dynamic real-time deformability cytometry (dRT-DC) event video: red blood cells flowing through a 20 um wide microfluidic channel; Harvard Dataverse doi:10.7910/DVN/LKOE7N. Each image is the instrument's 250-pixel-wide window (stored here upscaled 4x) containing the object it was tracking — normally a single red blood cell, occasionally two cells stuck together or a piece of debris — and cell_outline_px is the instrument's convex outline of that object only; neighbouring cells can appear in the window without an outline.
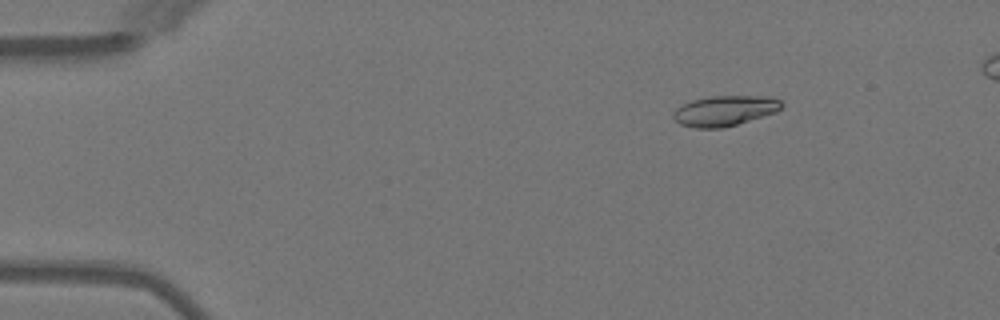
{"species": "Egyptian fruit bat (a non-hibernating species)", "species_latin": "Rousettus aegyptiacus", "temperature_condition": "warm", "stored_images_in_passage": 45, "camera_frame_rate_fps": 3000, "um_per_image_px": 0.085, "animal": {"sex": "female"}, "frame": {"image": 1, "passage_image": 2, "time_ms": 0.333, "image_size_px": [1000, 320], "cell_outline_px": [[784, 104], [776, 112], [736, 124], [720, 128], [696, 128], [680, 124], [672, 116], [672, 112], [676, 108], [692, 100], [712, 96], [772, 96], [780, 100]], "centroid_in_image_um": [61.6, 9.4], "position_along_channel_um": 23.4, "area_um2": 19.02}}
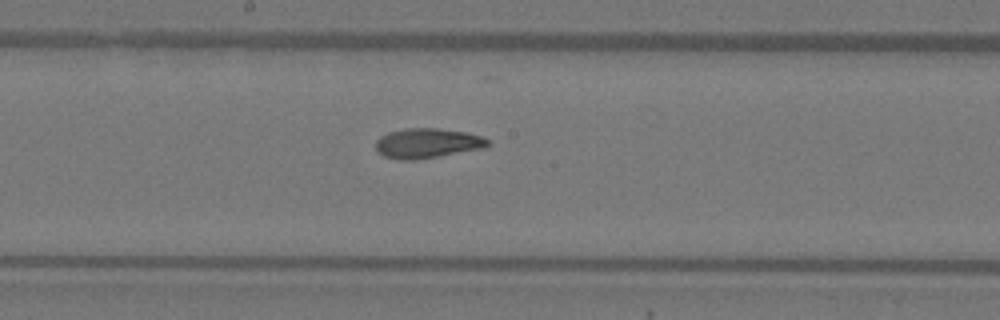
{"frame": {"image": 2, "passage_image": 22, "time_ms": 7.0, "image_size_px": [1000, 320], "cell_outline_px": [[488, 144], [484, 148], [416, 160], [396, 160], [384, 156], [376, 152], [376, 140], [380, 136], [388, 132], [404, 128], [436, 128], [464, 132], [480, 136], [488, 140]], "centroid_in_image_um": [36.24, 12.18], "position_along_channel_um": 212.0, "area_um2": 19.48}}
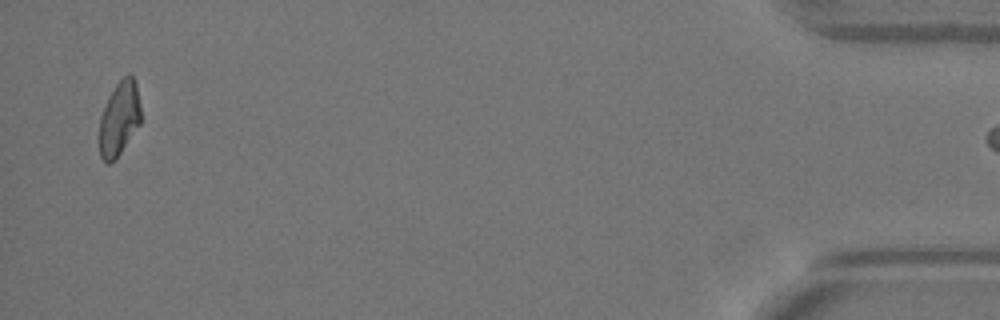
{"frame": {"image": 3, "passage_image": 44, "time_ms": 14.333, "image_size_px": [1000, 320], "cell_outline_px": [[140, 124], [120, 152], [108, 164], [104, 164], [100, 156], [100, 116], [108, 96], [116, 84], [128, 72], [132, 76], [136, 84], [140, 104]], "centroid_in_image_um": [10.13, 10.05], "position_along_channel_um": 425.1, "area_um2": 17.74}}